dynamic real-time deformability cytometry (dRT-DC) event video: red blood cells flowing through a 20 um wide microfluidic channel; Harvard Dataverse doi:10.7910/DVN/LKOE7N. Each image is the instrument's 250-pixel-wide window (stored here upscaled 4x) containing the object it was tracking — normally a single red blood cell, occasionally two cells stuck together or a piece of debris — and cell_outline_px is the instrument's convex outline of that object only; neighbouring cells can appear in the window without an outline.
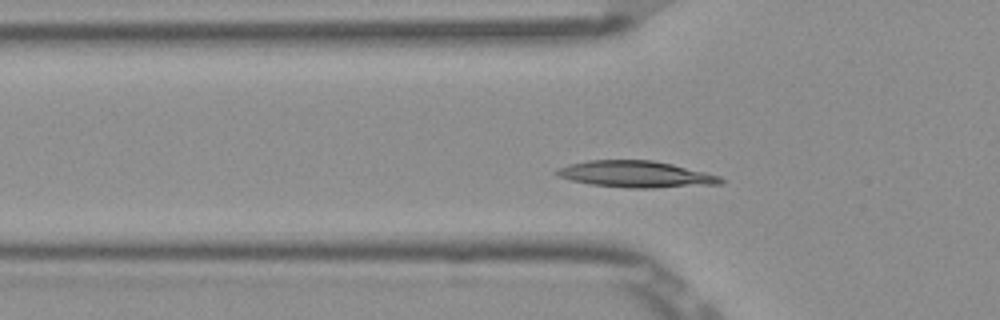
{"species": "Egyptian fruit bat (a non-hibernating species)", "species_latin": "Rousettus aegyptiacus", "temperature_condition": "room temperature", "stored_images_in_passage": 48, "camera_frame_rate_fps": 3000, "um_per_image_px": 0.085, "frame": {"image": 1, "passage_image": 11, "time_ms": 3.333, "image_size_px": [1000, 320], "cell_outline_px": [[724, 184], [652, 188], [628, 188], [588, 184], [572, 180], [560, 176], [552, 172], [556, 168], [568, 164], [588, 160], [652, 160], [672, 164], [720, 176], [724, 180]], "centroid_in_image_um": [54.03, 14.81], "position_along_channel_um": 71.8, "area_um2": 25.43}}
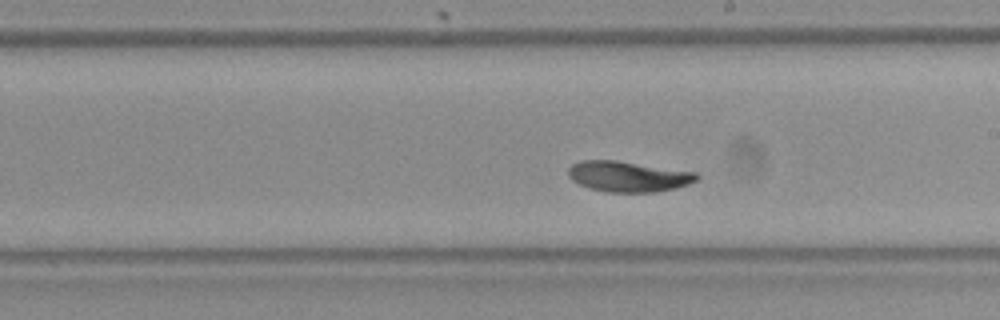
{"frame": {"image": 2, "passage_image": 24, "time_ms": 7.667, "image_size_px": [1000, 320], "cell_outline_px": [[700, 176], [696, 180], [688, 184], [676, 188], [656, 192], [608, 192], [588, 188], [572, 180], [568, 176], [568, 168], [572, 164], [580, 160], [616, 160], [696, 172]], "centroid_in_image_um": [53.38, 15.0], "position_along_channel_um": 235.6, "area_um2": 22.95}}
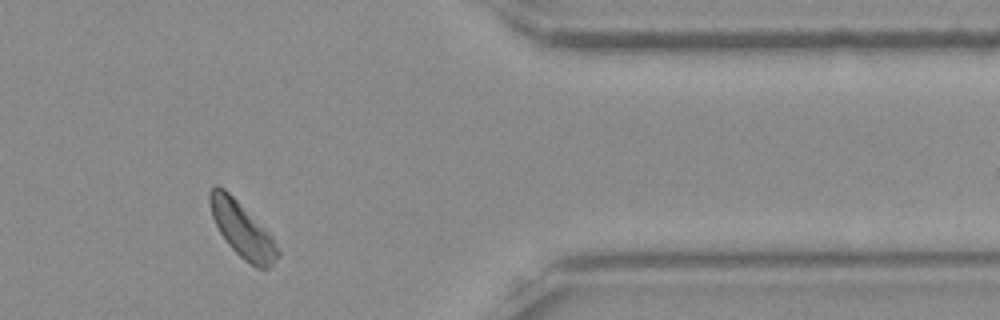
{"frame": {"image": 3, "passage_image": 38, "time_ms": 12.333, "image_size_px": [1000, 320], "cell_outline_px": [[280, 256], [268, 268], [256, 268], [244, 260], [228, 244], [220, 232], [212, 216], [208, 200], [208, 192], [216, 184], [224, 188], [272, 236], [280, 252]], "centroid_in_image_um": [20.58, 19.53], "position_along_channel_um": 390.8, "area_um2": 21.44}, "authors_computed_cell_mechanics": {"area_um2": 22.6865, "velocity_mm_per_s": 3.786, "shape_relaxation_time_tau1_ms": 2.9952, "shape_relaxation_time_tau2_ms": 1.8334, "deformation_change_tau1": 0.144, "deformation_change_tau2": 0.0596}}